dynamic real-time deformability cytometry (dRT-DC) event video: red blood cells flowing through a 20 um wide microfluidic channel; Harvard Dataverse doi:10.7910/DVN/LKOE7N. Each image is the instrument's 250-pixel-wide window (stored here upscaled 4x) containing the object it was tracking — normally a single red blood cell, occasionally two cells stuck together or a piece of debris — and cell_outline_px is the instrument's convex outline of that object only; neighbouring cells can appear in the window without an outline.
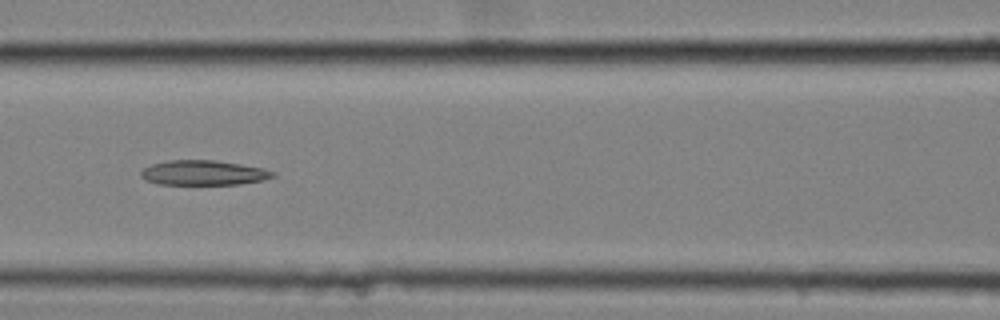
{"species": "common noctule bat (a hibernating species)", "species_latin": "Nyctalus noctula", "temperature_condition": "cold", "stored_images_in_passage": 41, "camera_frame_rate_fps": 3000, "um_per_image_px": 0.085, "animal": {"sex": "female", "body_mass_g": 25.1}, "frame": {"image": 1, "passage_image": 10, "time_ms": 3.0, "image_size_px": [1000, 320], "cell_outline_px": [[276, 176], [264, 180], [240, 184], [160, 184], [144, 180], [140, 176], [140, 172], [144, 168], [152, 164], [168, 160], [216, 160], [264, 168], [276, 172]], "centroid_in_image_um": [17.32, 14.68], "position_along_channel_um": 149.3, "area_um2": 19.19}}
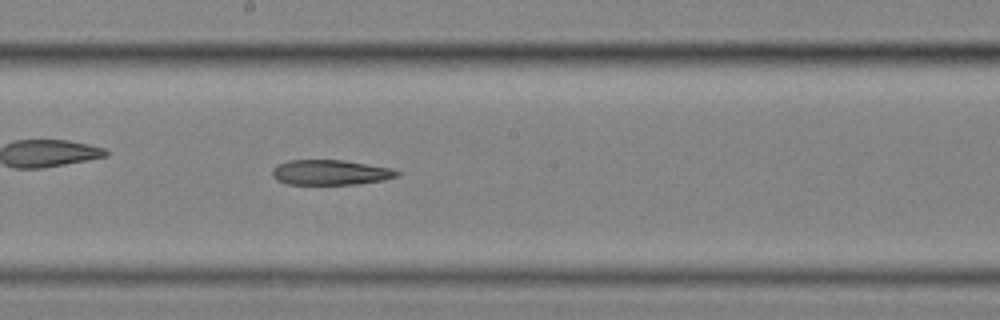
{"frame": {"image": 2, "passage_image": 16, "time_ms": 5.0, "image_size_px": [1000, 320], "cell_outline_px": [[400, 172], [396, 176], [384, 180], [356, 184], [288, 184], [276, 180], [272, 176], [272, 168], [276, 164], [288, 160], [344, 160], [392, 168]], "centroid_in_image_um": [28.04, 14.65], "position_along_channel_um": 220.2, "area_um2": 18.32}}
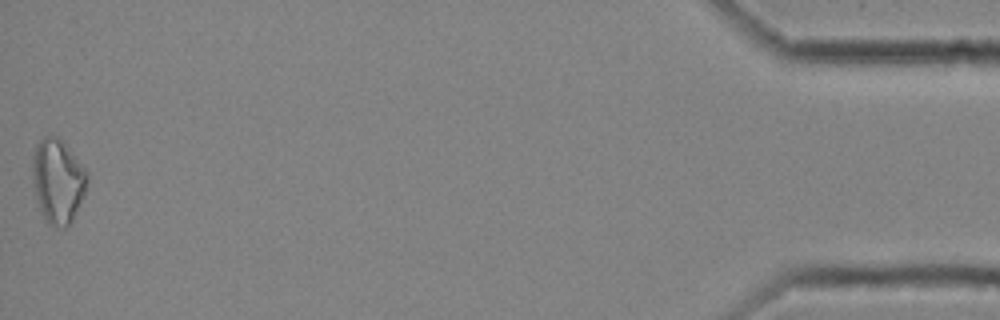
{"frame": {"image": 3, "passage_image": 41, "time_ms": 13.333, "image_size_px": [1000, 320], "cell_outline_px": [[88, 180], [84, 196], [72, 220], [64, 228], [60, 228], [48, 224], [44, 220], [36, 200], [32, 184], [32, 156], [36, 144], [44, 136], [56, 136], [64, 140], [88, 172]], "centroid_in_image_um": [4.9, 15.37], "position_along_channel_um": 430.3, "area_um2": 27.46}}